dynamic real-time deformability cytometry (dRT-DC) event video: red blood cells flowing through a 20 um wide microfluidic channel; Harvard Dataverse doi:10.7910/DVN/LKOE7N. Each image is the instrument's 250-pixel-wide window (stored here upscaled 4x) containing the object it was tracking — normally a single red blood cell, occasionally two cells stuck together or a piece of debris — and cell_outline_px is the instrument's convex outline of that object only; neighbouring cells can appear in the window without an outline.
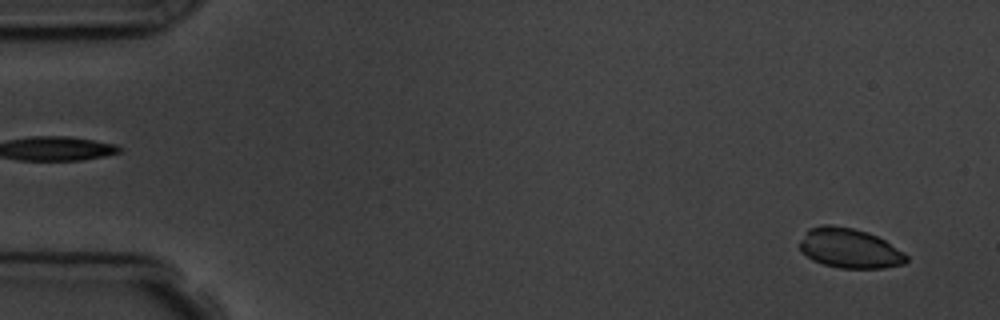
{"species": "common noctule bat (a hibernating species)", "species_latin": "Nyctalus noctula", "temperature_condition": "room temperature", "stored_images_in_passage": 5, "camera_frame_rate_fps": 3000, "um_per_image_px": 0.085, "animal": {"sex": "male", "body_mass_g": 19.5, "forearm_length_mm": 54.6}, "frame": {"image": 1, "passage_image": 1, "time_ms": 0.0, "image_size_px": [1000, 320], "cell_outline_px": [[908, 260], [904, 264], [884, 268], [840, 268], [824, 264], [812, 260], [800, 252], [800, 240], [808, 228], [824, 224], [832, 224], [852, 228], [868, 232], [884, 240], [904, 252], [908, 256]], "centroid_in_image_um": [72.19, 21.1], "position_along_channel_um": 12.8, "area_um2": 24.85}}
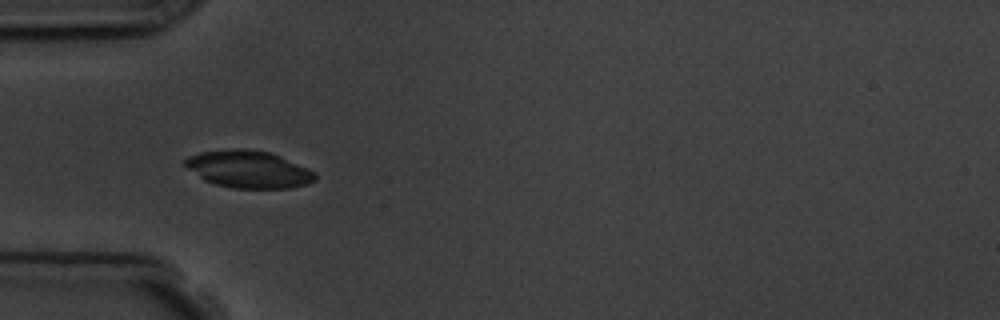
{"frame": {"image": 2, "passage_image": 5, "time_ms": 4.667, "image_size_px": [1000, 320], "cell_outline_px": [[316, 180], [308, 184], [292, 188], [232, 188], [216, 184], [204, 180], [188, 168], [184, 164], [184, 160], [188, 156], [200, 152], [232, 148], [248, 148], [268, 152], [280, 156], [308, 168], [316, 172]], "centroid_in_image_um": [21.14, 14.38], "position_along_channel_um": 63.9, "area_um2": 28.38}}